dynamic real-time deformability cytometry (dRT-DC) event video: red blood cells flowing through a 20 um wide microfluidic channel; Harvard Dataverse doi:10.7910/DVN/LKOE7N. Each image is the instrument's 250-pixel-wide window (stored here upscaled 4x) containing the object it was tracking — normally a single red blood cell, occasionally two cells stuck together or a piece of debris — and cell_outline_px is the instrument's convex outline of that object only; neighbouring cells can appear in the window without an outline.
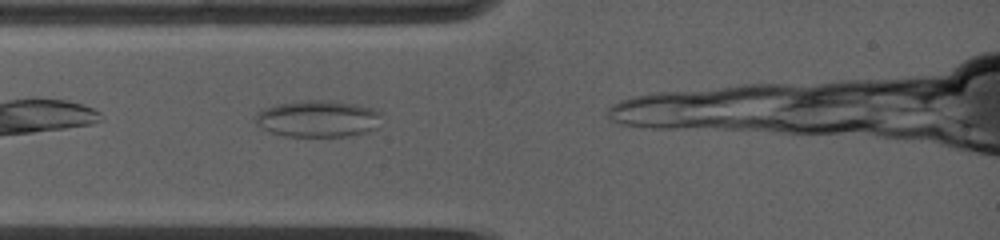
{"species": "common noctule bat (a hibernating species)", "species_latin": "Nyctalus noctula", "temperature_condition": "warm", "stored_images_in_passage": 9, "camera_frame_rate_fps": 5000, "um_per_image_px": 0.085, "animal": {"sex": "female", "body_mass_g": 19.0, "forearm_length_mm": 53.3}, "frame": {"image": 1, "passage_image": 3, "time_ms": 0.6, "image_size_px": [1000, 240], "cell_outline_px": [[384, 112], [376, 128], [368, 132], [344, 136], [284, 136], [268, 132], [256, 124], [256, 112], [264, 108], [276, 104], [300, 100], [332, 100], [356, 104], [376, 108]], "centroid_in_image_um": [27.05, 10.07], "position_along_channel_um": 57.9, "area_um2": 27.51}}